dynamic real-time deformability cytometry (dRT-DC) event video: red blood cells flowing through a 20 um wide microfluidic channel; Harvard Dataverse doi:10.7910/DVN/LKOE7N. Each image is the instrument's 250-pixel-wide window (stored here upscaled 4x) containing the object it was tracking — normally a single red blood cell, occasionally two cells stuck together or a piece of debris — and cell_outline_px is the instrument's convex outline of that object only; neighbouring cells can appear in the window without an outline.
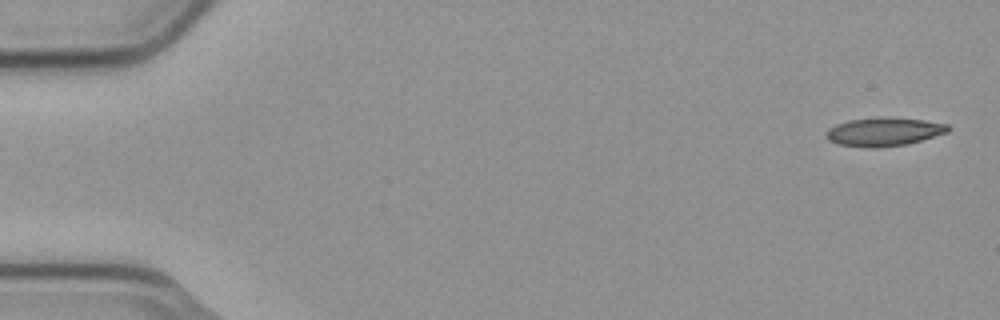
{"species": "common noctule bat (a hibernating species)", "species_latin": "Nyctalus noctula", "temperature_condition": "cold", "stored_images_in_passage": 5, "camera_frame_rate_fps": 3000, "um_per_image_px": 0.085, "animal": {"sex": "male", "body_mass_g": 23.1, "forearm_length_mm": 52.7}, "frame": {"image": 1, "passage_image": 1, "time_ms": 0.0, "image_size_px": [1000, 320], "cell_outline_px": [[952, 128], [948, 132], [908, 144], [876, 148], [864, 148], [840, 144], [828, 140], [828, 128], [836, 124], [848, 120], [880, 116], [924, 120], [948, 124]], "centroid_in_image_um": [75.16, 11.19], "position_along_channel_um": 9.8, "area_um2": 20.4}}
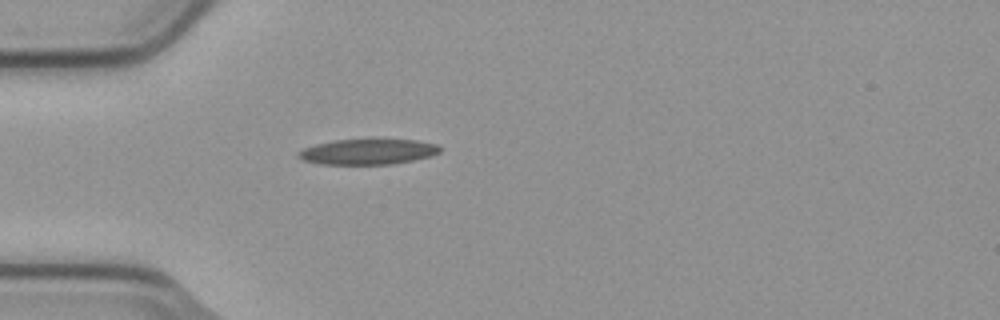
{"frame": {"image": 2, "passage_image": 5, "time_ms": 1.333, "image_size_px": [1000, 320], "cell_outline_px": [[440, 152], [428, 156], [412, 160], [392, 164], [320, 164], [304, 160], [296, 156], [296, 152], [304, 148], [316, 144], [336, 140], [416, 140], [436, 144], [440, 148]], "centroid_in_image_um": [31.22, 12.9], "position_along_channel_um": 53.8, "area_um2": 20.69}}